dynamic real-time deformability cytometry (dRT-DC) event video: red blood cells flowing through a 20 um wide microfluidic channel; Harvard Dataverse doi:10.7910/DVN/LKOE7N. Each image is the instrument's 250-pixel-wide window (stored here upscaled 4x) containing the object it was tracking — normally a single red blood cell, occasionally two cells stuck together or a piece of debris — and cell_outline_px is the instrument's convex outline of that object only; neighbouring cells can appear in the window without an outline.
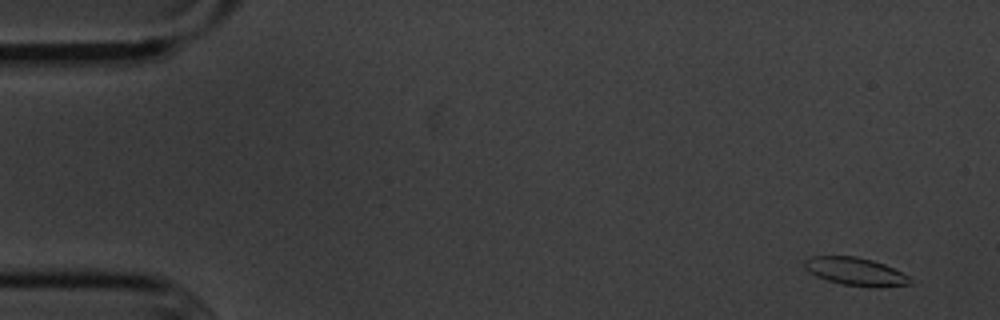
{"species": "common noctule bat (a hibernating species)", "species_latin": "Nyctalus noctula", "temperature_condition": "cold", "stored_images_in_passage": 57, "camera_frame_rate_fps": 3000, "um_per_image_px": 0.085, "animal": {"sex": "male", "body_mass_g": 20.1, "forearm_length_mm": 53.5}, "frame": {"image": 1, "passage_image": 4, "time_ms": 1.0, "image_size_px": [1000, 320], "cell_outline_px": [[912, 284], [872, 288], [868, 288], [844, 284], [828, 280], [816, 276], [808, 272], [804, 268], [804, 260], [808, 256], [856, 256], [872, 260], [884, 264], [908, 276]], "centroid_in_image_um": [72.67, 23.08], "position_along_channel_um": 12.3, "area_um2": 17.22}}
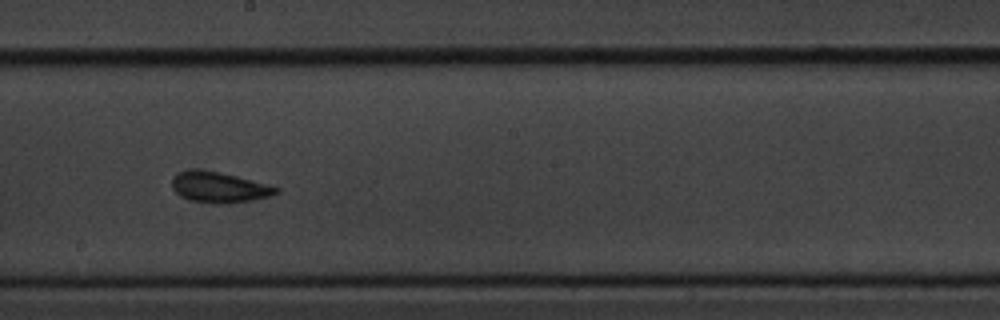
{"frame": {"image": 2, "passage_image": 32, "time_ms": 10.333, "image_size_px": [1000, 320], "cell_outline_px": [[280, 192], [268, 196], [252, 200], [228, 204], [216, 204], [192, 200], [180, 196], [172, 188], [172, 180], [180, 172], [192, 168], [216, 172], [236, 176], [280, 188]], "centroid_in_image_um": [18.62, 15.93], "position_along_channel_um": 229.6, "area_um2": 18.32}}
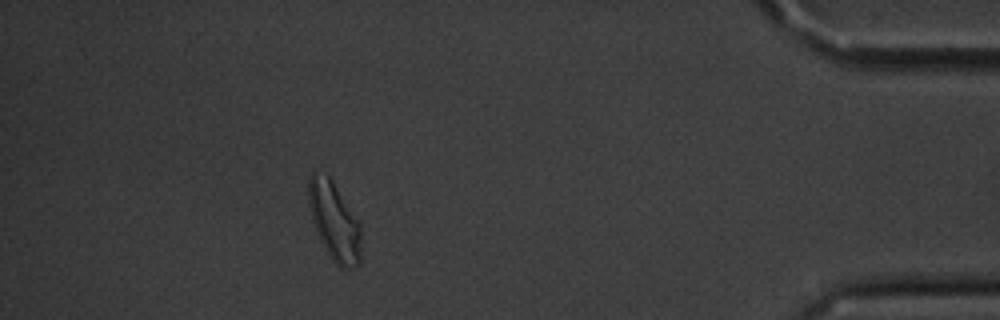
{"frame": {"image": 3, "passage_image": 51, "time_ms": 16.667, "image_size_px": [1000, 320], "cell_outline_px": [[360, 264], [348, 268], [340, 268], [336, 264], [320, 240], [312, 220], [308, 204], [308, 176], [312, 172], [316, 172], [328, 176], [332, 180], [360, 224]], "centroid_in_image_um": [28.39, 18.79], "position_along_channel_um": 406.8, "area_um2": 23.7}, "authors_computed_cell_mechanics": {"area_um2": 17.6868, "velocity_mm_per_s": 3.586, "shape_relaxation_time_tau1_ms": 4.5016, "shape_relaxation_time_tau2_ms": 4.5392, "deformation_change_tau1": 0.1049, "deformation_change_tau2": 0.1173}}